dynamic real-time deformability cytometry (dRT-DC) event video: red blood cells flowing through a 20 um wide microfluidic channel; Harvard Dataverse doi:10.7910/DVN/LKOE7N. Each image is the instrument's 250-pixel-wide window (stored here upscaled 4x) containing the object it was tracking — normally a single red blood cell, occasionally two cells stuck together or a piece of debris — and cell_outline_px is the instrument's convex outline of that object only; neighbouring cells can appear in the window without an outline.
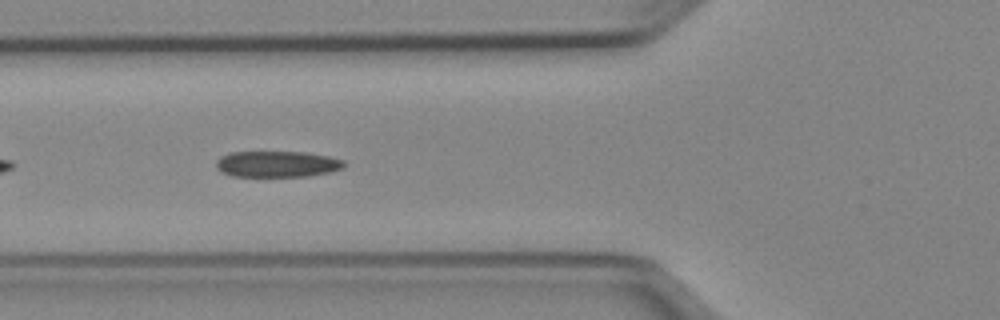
{"species": "Egyptian fruit bat (a non-hibernating species)", "species_latin": "Rousettus aegyptiacus", "temperature_condition": "cold", "stored_images_in_passage": 38, "camera_frame_rate_fps": 3000, "um_per_image_px": 0.085, "animal": {"sex": "female"}, "frame": {"image": 1, "passage_image": 6, "time_ms": 1.667, "image_size_px": [1000, 320], "cell_outline_px": [[344, 168], [328, 172], [308, 176], [232, 176], [216, 168], [216, 160], [220, 156], [232, 152], [304, 152], [328, 156], [344, 160]], "centroid_in_image_um": [23.55, 13.94], "position_along_channel_um": 102.3, "area_um2": 19.36}}
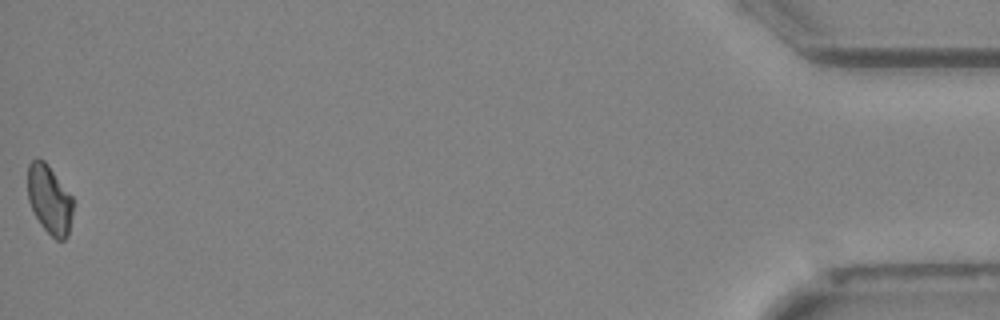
{"frame": {"image": 2, "passage_image": 38, "time_ms": 12.333, "image_size_px": [1000, 320], "cell_outline_px": [[72, 212], [68, 236], [64, 240], [56, 240], [40, 224], [28, 200], [28, 164], [36, 156], [44, 160], [48, 164], [72, 196]], "centroid_in_image_um": [4.19, 16.93], "position_along_channel_um": 431.0, "area_um2": 18.15}, "authors_computed_cell_mechanics": {"area_um2": 19.5653, "velocity_mm_per_s": 3.9854, "shape_relaxation_time_tau1_ms": null, "shape_relaxation_time_tau2_ms": 3.4208, "deformation_change_tau1": null, "deformation_change_tau2": 0.0946}}